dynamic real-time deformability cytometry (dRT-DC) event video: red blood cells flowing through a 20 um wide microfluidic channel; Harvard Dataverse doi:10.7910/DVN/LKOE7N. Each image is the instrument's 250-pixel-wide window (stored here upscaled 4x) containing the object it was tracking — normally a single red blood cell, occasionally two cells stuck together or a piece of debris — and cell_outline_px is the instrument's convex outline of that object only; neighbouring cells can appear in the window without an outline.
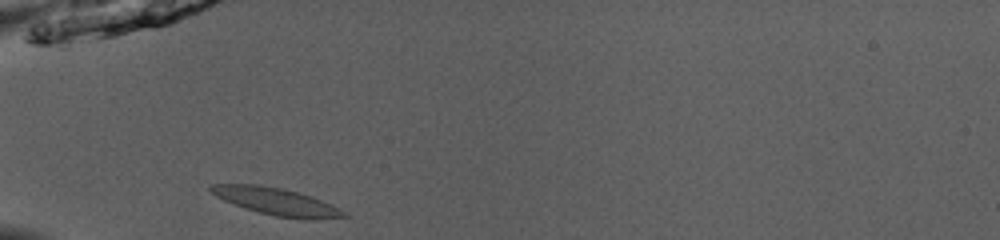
{"species": "common noctule bat (a hibernating species)", "species_latin": "Nyctalus noctula", "temperature_condition": "room temperature", "stored_images_in_passage": 35, "camera_frame_rate_fps": 3000, "um_per_image_px": 0.085, "animal": {"sex": "male", "body_mass_g": 13.0, "forearm_length_mm": 53.1}, "frame": {"image": 1, "passage_image": 1, "time_ms": 0.0, "image_size_px": [1000, 240], "cell_outline_px": [[348, 216], [312, 220], [304, 220], [276, 216], [244, 208], [224, 200], [216, 196], [208, 188], [212, 184], [260, 184], [284, 188], [332, 204], [344, 212]], "centroid_in_image_um": [23.48, 17.13], "position_along_channel_um": 61.5, "area_um2": 20.92}}
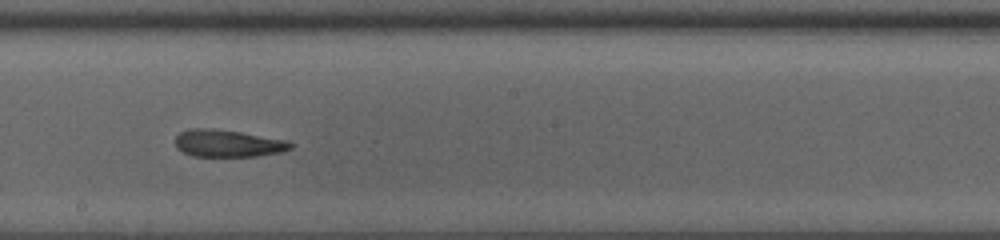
{"frame": {"image": 2, "passage_image": 14, "time_ms": 4.333, "image_size_px": [1000, 240], "cell_outline_px": [[292, 148], [280, 152], [256, 156], [192, 156], [176, 148], [176, 136], [180, 132], [188, 128], [212, 128], [240, 132], [288, 140], [292, 144]], "centroid_in_image_um": [19.35, 12.18], "position_along_channel_um": 228.9, "area_um2": 18.26}}
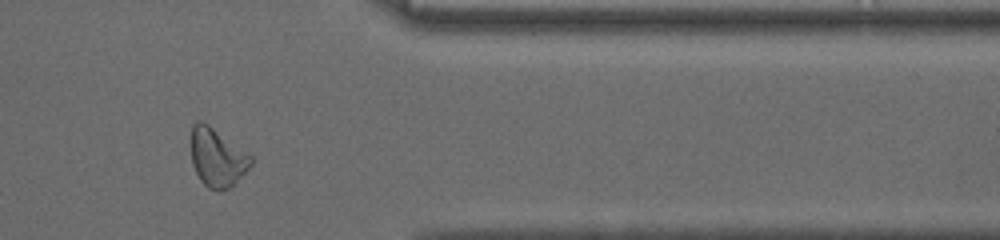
{"frame": {"image": 3, "passage_image": 27, "time_ms": 8.667, "image_size_px": [1000, 240], "cell_outline_px": [[252, 164], [228, 188], [208, 188], [200, 180], [192, 164], [192, 124], [196, 120], [200, 120], [208, 124], [248, 152], [252, 156]], "centroid_in_image_um": [18.45, 13.34], "position_along_channel_um": 393.0, "area_um2": 19.88}, "authors_computed_cell_mechanics": {"area_um2": 18.9584, "velocity_mm_per_s": 4.0026, "shape_relaxation_time_tau1_ms": null, "shape_relaxation_time_tau2_ms": 5.2139, "deformation_change_tau1": null, "deformation_change_tau2": 0.1286}}